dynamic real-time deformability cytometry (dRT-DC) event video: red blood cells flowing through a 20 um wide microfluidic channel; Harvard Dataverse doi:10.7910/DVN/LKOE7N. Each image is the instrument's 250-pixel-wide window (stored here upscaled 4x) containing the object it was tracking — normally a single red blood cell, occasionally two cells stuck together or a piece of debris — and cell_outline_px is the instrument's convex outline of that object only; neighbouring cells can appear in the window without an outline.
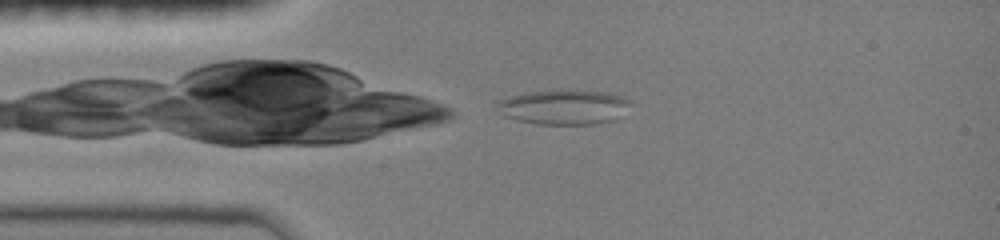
{"species": "common noctule bat (a hibernating species)", "species_latin": "Nyctalus noctula", "temperature_condition": "room temperature", "stored_images_in_passage": 32, "camera_frame_rate_fps": 3000, "um_per_image_px": 0.085, "animal": {"sex": "female", "body_mass_g": 19.0, "forearm_length_mm": 51.5}, "frame": {"image": 1, "passage_image": 1, "time_ms": 0.0, "image_size_px": [1000, 240], "cell_outline_px": [[632, 104], [612, 120], [596, 124], [536, 124], [516, 120], [504, 116], [500, 112], [496, 104], [496, 100], [508, 96], [528, 92], [608, 92], [624, 96], [632, 100]], "centroid_in_image_um": [47.9, 9.12], "position_along_channel_um": 37.1, "area_um2": 26.53}}
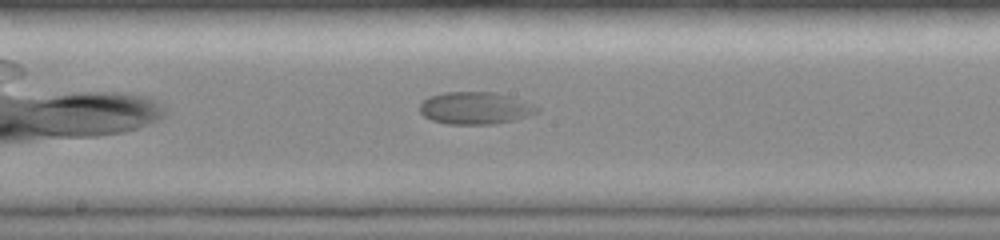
{"frame": {"image": 2, "passage_image": 16, "time_ms": 5.0, "image_size_px": [1000, 240], "cell_outline_px": [[540, 112], [528, 116], [512, 120], [492, 124], [448, 124], [432, 120], [424, 116], [420, 112], [420, 104], [428, 96], [444, 92], [496, 92], [512, 96], [536, 104], [540, 108]], "centroid_in_image_um": [40.44, 9.17], "position_along_channel_um": 207.8, "area_um2": 22.31}}
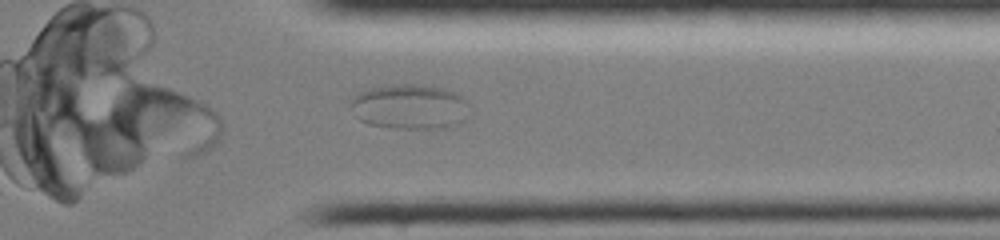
{"frame": {"image": 3, "passage_image": 29, "time_ms": 9.333, "image_size_px": [1000, 240], "cell_outline_px": [[472, 112], [464, 120], [448, 128], [396, 128], [368, 124], [360, 120], [356, 116], [352, 104], [352, 96], [356, 92], [368, 88], [392, 84], [412, 84], [440, 88], [456, 92], [468, 100], [472, 104]], "centroid_in_image_um": [34.9, 9.06], "position_along_channel_um": 376.5, "area_um2": 31.62}}